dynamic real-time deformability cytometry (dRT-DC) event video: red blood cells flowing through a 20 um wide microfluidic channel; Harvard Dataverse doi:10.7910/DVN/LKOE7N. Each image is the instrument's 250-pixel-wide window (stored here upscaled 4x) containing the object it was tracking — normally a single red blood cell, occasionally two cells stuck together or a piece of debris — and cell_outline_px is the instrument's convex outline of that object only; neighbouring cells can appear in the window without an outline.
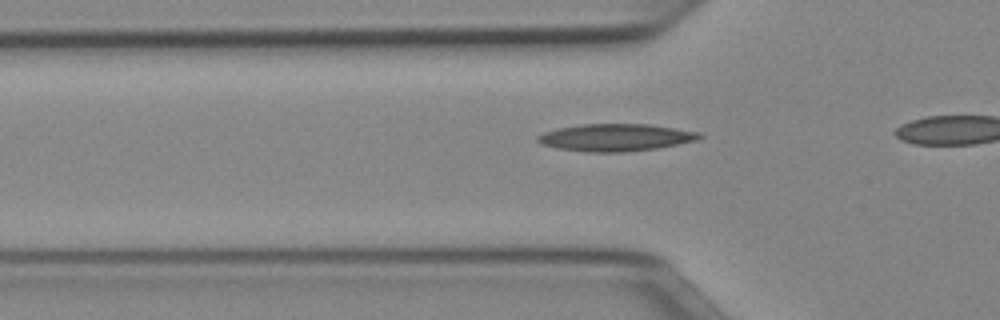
{"species": "Egyptian fruit bat (a non-hibernating species)", "species_latin": "Rousettus aegyptiacus", "temperature_condition": "cold", "stored_images_in_passage": 12, "camera_frame_rate_fps": 3000, "um_per_image_px": 0.085, "animal": {"sex": "female"}, "frame": {"image": 1, "passage_image": 7, "time_ms": 2.0, "image_size_px": [1000, 320], "cell_outline_px": [[704, 136], [696, 140], [656, 148], [624, 152], [584, 152], [556, 148], [540, 144], [536, 140], [536, 136], [544, 132], [556, 128], [580, 124], [648, 124], [700, 132]], "centroid_in_image_um": [52.26, 11.68], "position_along_channel_um": 73.5, "area_um2": 25.78}}